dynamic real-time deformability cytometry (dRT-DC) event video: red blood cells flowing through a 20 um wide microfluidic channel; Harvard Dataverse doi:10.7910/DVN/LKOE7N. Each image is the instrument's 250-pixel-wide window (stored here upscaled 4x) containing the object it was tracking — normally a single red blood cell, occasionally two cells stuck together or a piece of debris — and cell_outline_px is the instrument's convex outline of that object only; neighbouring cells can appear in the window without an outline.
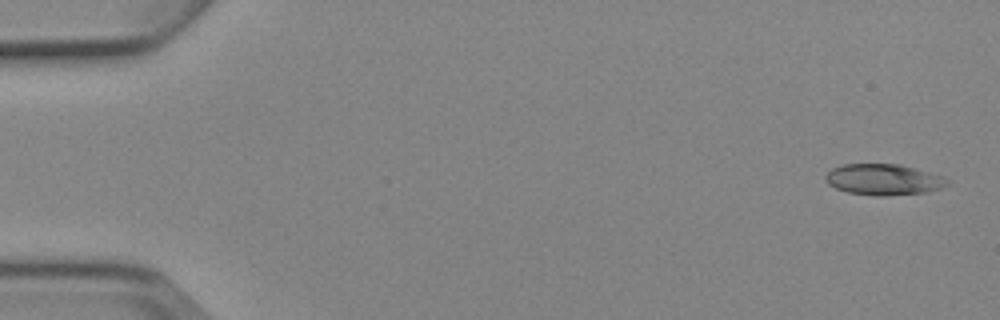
{"species": "Egyptian fruit bat (a non-hibernating species)", "species_latin": "Rousettus aegyptiacus", "temperature_condition": "cold", "stored_images_in_passage": 4, "camera_frame_rate_fps": 3000, "um_per_image_px": 0.085, "animal": {"sex": "female"}, "frame": {"image": 1, "passage_image": 1, "time_ms": 0.0, "image_size_px": [1000, 320], "cell_outline_px": [[948, 184], [940, 188], [924, 192], [888, 196], [876, 196], [848, 192], [836, 188], [828, 184], [824, 176], [832, 168], [844, 164], [900, 164], [928, 172], [940, 176], [948, 180]], "centroid_in_image_um": [75.05, 15.26], "position_along_channel_um": 9.9, "area_um2": 21.79}}
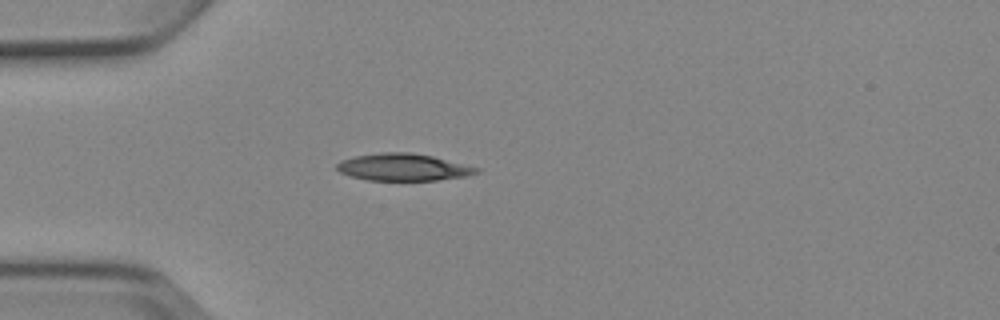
{"frame": {"image": 2, "passage_image": 4, "time_ms": 4.333, "image_size_px": [1000, 320], "cell_outline_px": [[480, 172], [468, 176], [436, 180], [368, 180], [352, 176], [340, 172], [336, 168], [336, 164], [340, 160], [356, 156], [384, 152], [408, 152], [432, 156], [480, 168]], "centroid_in_image_um": [34.28, 14.21], "position_along_channel_um": 50.7, "area_um2": 21.91}}